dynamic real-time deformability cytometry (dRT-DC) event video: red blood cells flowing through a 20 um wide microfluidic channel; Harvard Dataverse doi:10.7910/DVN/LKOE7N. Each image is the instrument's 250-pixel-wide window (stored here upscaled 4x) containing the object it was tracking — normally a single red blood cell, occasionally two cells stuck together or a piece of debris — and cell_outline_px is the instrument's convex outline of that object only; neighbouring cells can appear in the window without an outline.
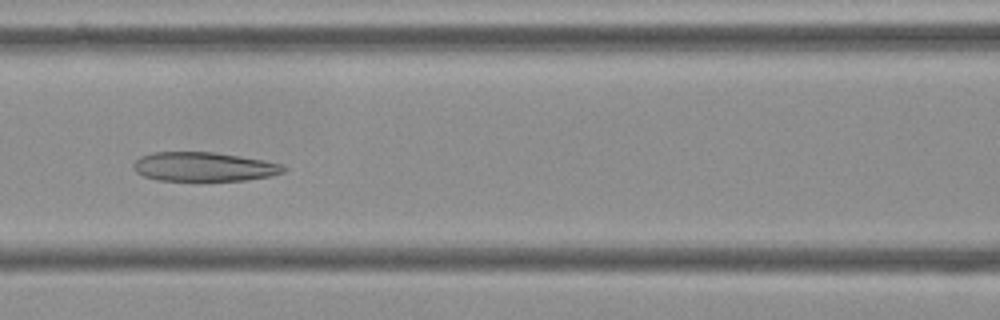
{"species": "Egyptian fruit bat (a non-hibernating species)", "species_latin": "Rousettus aegyptiacus", "temperature_condition": "cold", "stored_images_in_passage": 54, "camera_frame_rate_fps": 3000, "um_per_image_px": 0.085, "frame": {"image": 1, "passage_image": 23, "time_ms": 7.333, "image_size_px": [1000, 320], "cell_outline_px": [[288, 168], [284, 172], [272, 176], [244, 180], [156, 180], [144, 176], [136, 172], [132, 168], [132, 164], [140, 156], [152, 152], [212, 152], [240, 156], [284, 164]], "centroid_in_image_um": [17.33, 14.17], "position_along_channel_um": 149.3, "area_um2": 25.55}}
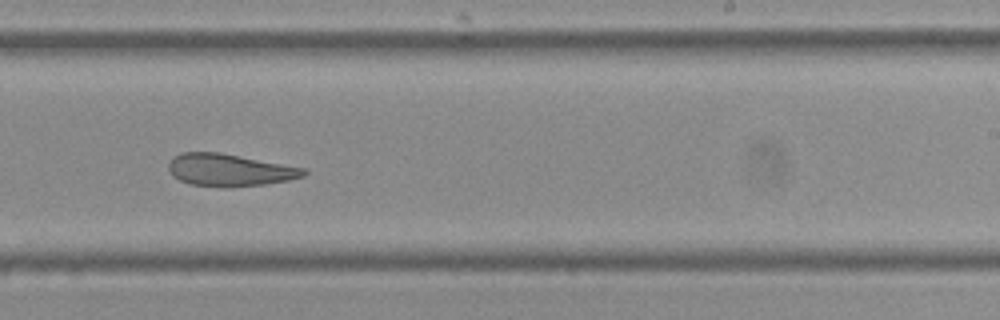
{"frame": {"image": 2, "passage_image": 33, "time_ms": 10.667, "image_size_px": [1000, 320], "cell_outline_px": [[308, 172], [304, 176], [288, 180], [264, 184], [188, 184], [172, 176], [168, 168], [168, 164], [172, 156], [180, 152], [220, 152], [304, 168]], "centroid_in_image_um": [19.47, 14.39], "position_along_channel_um": 269.5, "area_um2": 24.51}}
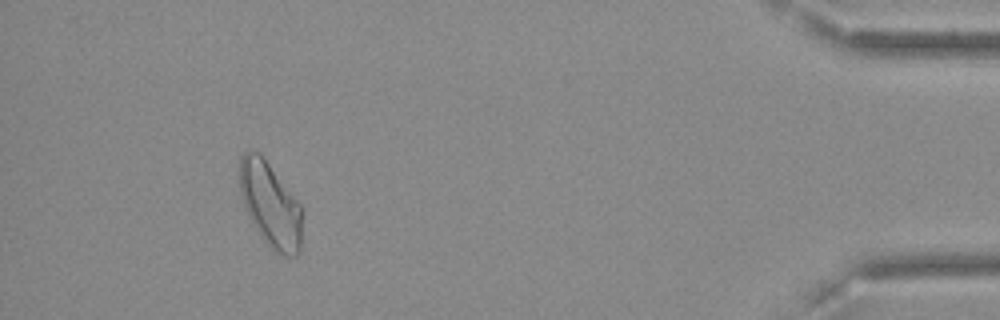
{"frame": {"image": 3, "passage_image": 50, "time_ms": 16.333, "image_size_px": [1000, 320], "cell_outline_px": [[300, 252], [296, 256], [280, 256], [272, 252], [260, 236], [248, 216], [244, 208], [240, 196], [240, 156], [248, 148], [252, 148], [260, 152], [300, 204]], "centroid_in_image_um": [22.93, 17.4], "position_along_channel_um": 412.3, "area_um2": 31.15}, "authors_computed_cell_mechanics": {"area_um2": 28.1775, "velocity_mm_per_s": 3.6112, "shape_relaxation_time_tau1_ms": null, "shape_relaxation_time_tau2_ms": 4.7551, "deformation_change_tau1": null, "deformation_change_tau2": 0.1435}}